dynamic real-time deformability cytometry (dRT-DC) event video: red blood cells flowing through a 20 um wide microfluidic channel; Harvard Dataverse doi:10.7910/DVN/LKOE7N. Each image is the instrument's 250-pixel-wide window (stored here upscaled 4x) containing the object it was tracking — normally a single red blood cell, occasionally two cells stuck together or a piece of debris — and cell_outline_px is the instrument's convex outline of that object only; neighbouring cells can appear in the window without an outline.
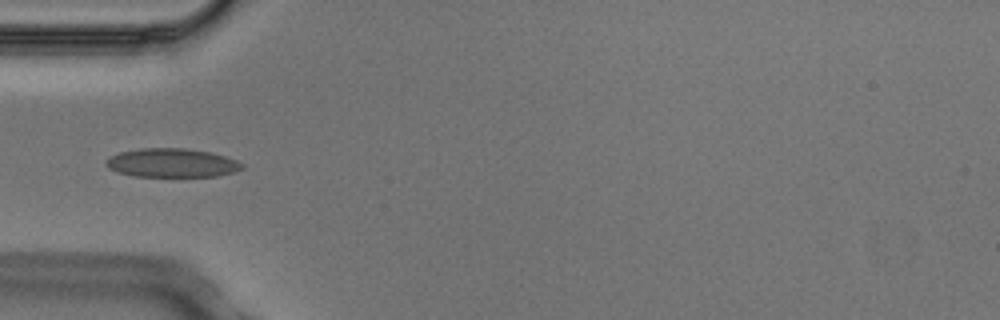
{"species": "Egyptian fruit bat (a non-hibernating species)", "species_latin": "Rousettus aegyptiacus", "temperature_condition": "cold", "stored_images_in_passage": 6, "camera_frame_rate_fps": 3000, "um_per_image_px": 0.085, "animal": {"sex": "male"}, "frame": {"image": 1, "passage_image": 4, "time_ms": 1.0, "image_size_px": [1000, 320], "cell_outline_px": [[244, 168], [232, 172], [216, 176], [136, 176], [116, 172], [108, 168], [104, 164], [112, 156], [120, 152], [140, 148], [184, 148], [208, 152], [224, 156], [236, 160], [244, 164]], "centroid_in_image_um": [14.6, 13.84], "position_along_channel_um": 70.4, "area_um2": 22.6}}
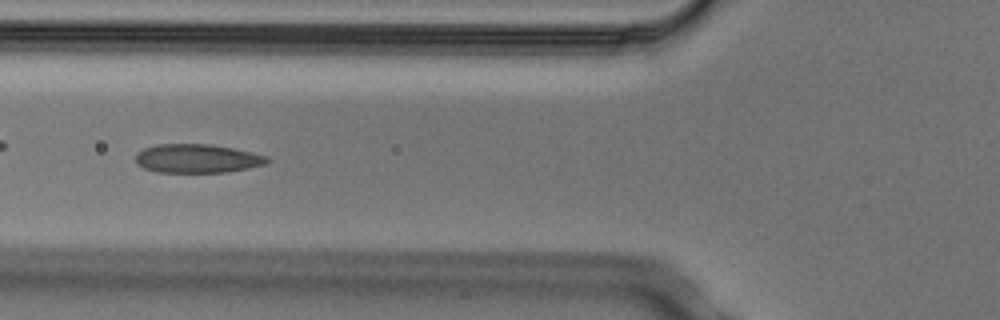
{"frame": {"image": 2, "passage_image": 5, "time_ms": 1.333, "image_size_px": [1000, 320], "cell_outline_px": [[272, 160], [268, 164], [228, 172], [156, 172], [144, 168], [136, 164], [136, 156], [144, 148], [156, 144], [212, 144], [252, 152], [268, 156]], "centroid_in_image_um": [16.81, 13.47], "position_along_channel_um": 109.0, "area_um2": 22.2}}
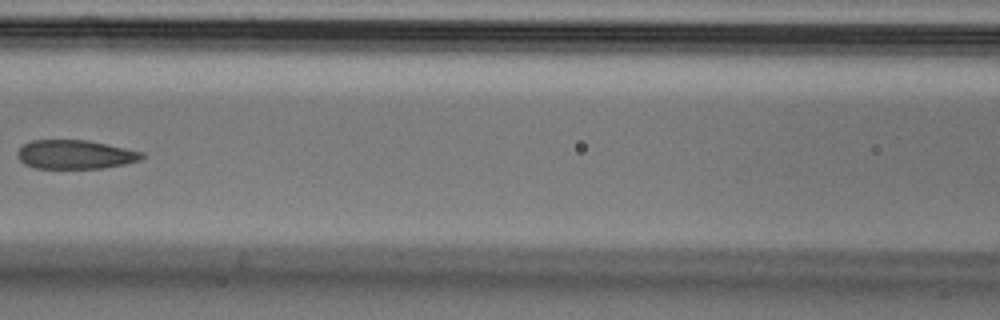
{"frame": {"image": 3, "passage_image": 6, "time_ms": 1.667, "image_size_px": [1000, 320], "cell_outline_px": [[144, 156], [140, 160], [124, 164], [100, 168], [36, 168], [24, 164], [16, 156], [16, 152], [24, 144], [32, 140], [88, 140], [144, 152]], "centroid_in_image_um": [6.37, 13.13], "position_along_channel_um": 160.2, "area_um2": 20.92}}